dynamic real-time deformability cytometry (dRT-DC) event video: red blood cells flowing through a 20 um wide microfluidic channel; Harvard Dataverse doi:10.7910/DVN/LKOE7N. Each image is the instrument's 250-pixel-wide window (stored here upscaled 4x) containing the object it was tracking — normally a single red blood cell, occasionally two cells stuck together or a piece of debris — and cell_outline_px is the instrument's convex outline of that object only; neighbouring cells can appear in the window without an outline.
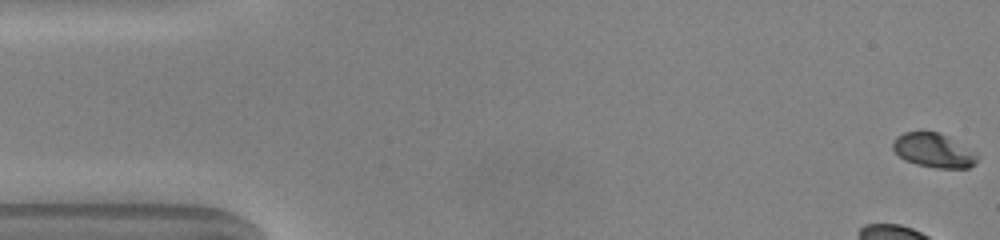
{"species": "common noctule bat (a hibernating species)", "species_latin": "Nyctalus noctula", "temperature_condition": "warm", "stored_images_in_passage": 50, "camera_frame_rate_fps": 3000, "um_per_image_px": 0.085, "animal": {"sex": "male", "body_mass_g": 20.0, "forearm_length_mm": 53.3}, "frame": {"image": 1, "passage_image": 1, "time_ms": 0.0, "image_size_px": [1000, 240], "cell_outline_px": [[976, 164], [968, 168], [936, 168], [916, 164], [904, 160], [892, 148], [892, 144], [896, 136], [904, 132], [920, 128], [936, 132], [948, 136], [976, 152]], "centroid_in_image_um": [79.32, 12.74], "position_along_channel_um": 5.7, "area_um2": 17.22}}